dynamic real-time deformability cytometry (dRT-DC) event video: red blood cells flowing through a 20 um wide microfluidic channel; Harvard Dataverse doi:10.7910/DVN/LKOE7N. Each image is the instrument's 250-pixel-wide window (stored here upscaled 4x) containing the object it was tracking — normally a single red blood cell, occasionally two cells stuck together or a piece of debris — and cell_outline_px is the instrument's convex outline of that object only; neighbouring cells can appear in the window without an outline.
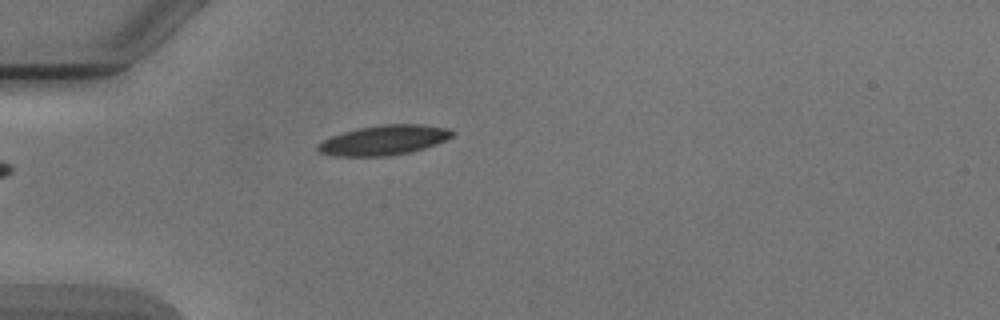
{"species": "Egyptian fruit bat (a non-hibernating species)", "species_latin": "Rousettus aegyptiacus", "temperature_condition": "cold", "stored_images_in_passage": 2, "camera_frame_rate_fps": 3000, "um_per_image_px": 0.085, "animal": {"sex": "male"}, "frame": {"image": 1, "passage_image": 2, "time_ms": 1.0, "image_size_px": [1000, 320], "cell_outline_px": [[456, 132], [452, 136], [436, 144], [424, 148], [408, 152], [388, 156], [336, 156], [320, 152], [316, 148], [324, 140], [332, 136], [344, 132], [360, 128], [384, 124], [420, 124], [448, 128]], "centroid_in_image_um": [32.67, 11.91], "position_along_channel_um": 52.3, "area_um2": 23.0}}